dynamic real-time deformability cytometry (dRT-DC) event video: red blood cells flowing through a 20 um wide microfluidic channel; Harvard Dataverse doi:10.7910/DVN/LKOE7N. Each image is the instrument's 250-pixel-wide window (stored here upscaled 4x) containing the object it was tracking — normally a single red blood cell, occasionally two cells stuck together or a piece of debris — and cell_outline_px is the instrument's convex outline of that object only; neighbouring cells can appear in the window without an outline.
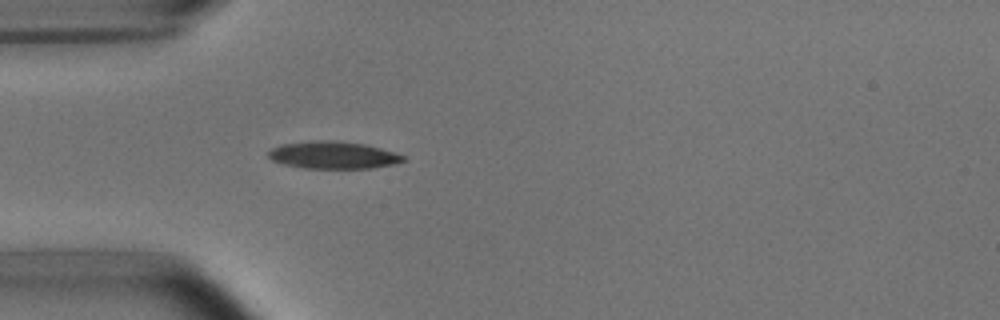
{"species": "common noctule bat (a hibernating species)", "species_latin": "Nyctalus noctula", "temperature_condition": "room temperature", "stored_images_in_passage": 38, "camera_frame_rate_fps": 3000, "um_per_image_px": 0.085, "animal": {"sex": "male", "body_mass_g": 15.6}, "frame": {"image": 1, "passage_image": 1, "time_ms": 0.0, "image_size_px": [1000, 320], "cell_outline_px": [[408, 160], [396, 164], [372, 168], [304, 168], [284, 164], [272, 160], [268, 156], [268, 152], [272, 148], [284, 144], [312, 140], [332, 140], [364, 144], [396, 152], [408, 156]], "centroid_in_image_um": [28.4, 13.18], "position_along_channel_um": 56.6, "area_um2": 21.62}}
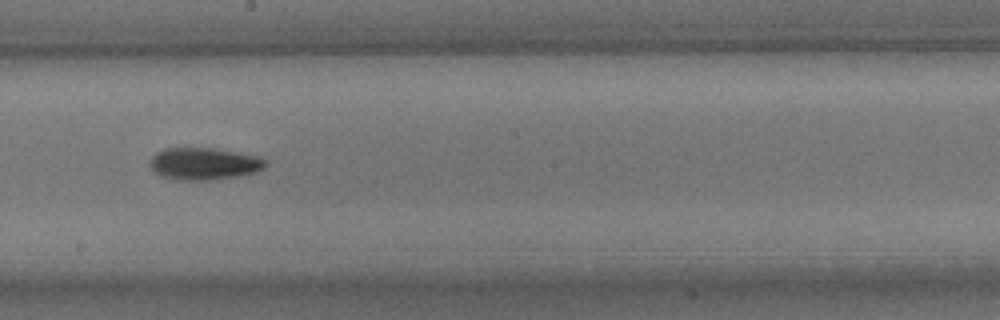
{"frame": {"image": 2, "passage_image": 15, "time_ms": 4.667, "image_size_px": [1000, 320], "cell_outline_px": [[268, 164], [264, 168], [256, 172], [240, 176], [216, 180], [180, 180], [160, 176], [152, 172], [148, 164], [148, 160], [156, 152], [168, 148], [216, 148], [256, 156], [268, 160]], "centroid_in_image_um": [17.32, 13.93], "position_along_channel_um": 230.9, "area_um2": 22.08}}
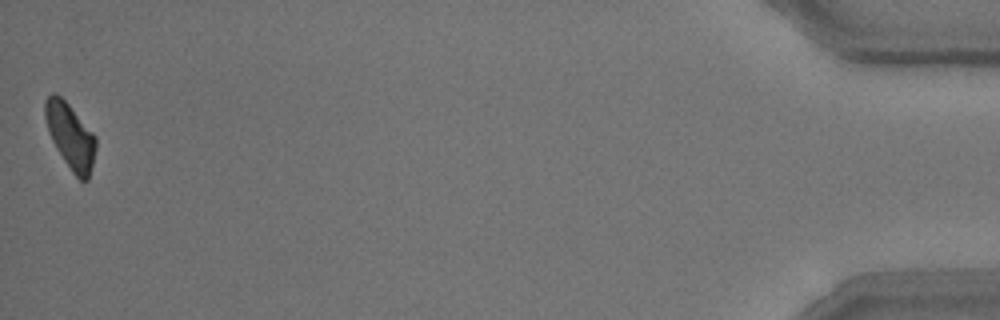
{"frame": {"image": 3, "passage_image": 38, "time_ms": 12.333, "image_size_px": [1000, 320], "cell_outline_px": [[96, 148], [88, 180], [80, 180], [72, 172], [56, 148], [52, 140], [44, 116], [44, 100], [52, 92], [56, 92], [68, 104], [96, 136]], "centroid_in_image_um": [5.97, 11.54], "position_along_channel_um": 429.2, "area_um2": 19.13}, "authors_computed_cell_mechanics": {"area_um2": 20.3456, "velocity_mm_per_s": 3.7998, "shape_relaxation_time_tau1_ms": 2.5674, "shape_relaxation_time_tau2_ms": 9.0431, "deformation_change_tau1": 0.1318, "deformation_change_tau2": 0.1525}}